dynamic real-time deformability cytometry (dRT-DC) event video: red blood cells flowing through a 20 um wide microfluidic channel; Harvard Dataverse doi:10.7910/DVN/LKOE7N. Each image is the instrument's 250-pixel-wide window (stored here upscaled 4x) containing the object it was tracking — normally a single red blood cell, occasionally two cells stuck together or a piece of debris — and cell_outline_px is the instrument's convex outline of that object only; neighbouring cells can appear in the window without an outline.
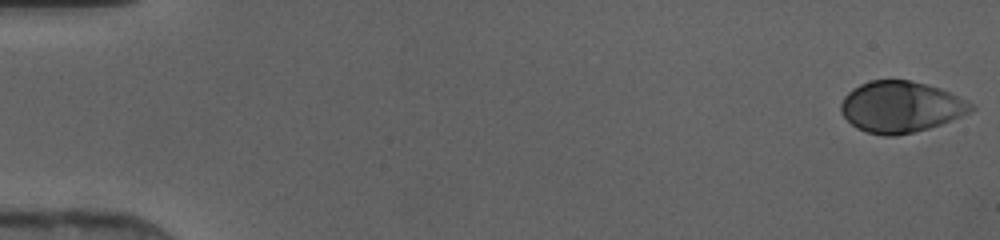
{"species": "human", "species_latin": "Homo sapiens", "temperature_condition": "cold", "stored_images_in_passage": 46, "camera_frame_rate_fps": 3000, "um_per_image_px": 0.085, "donor": {"sex": "female"}, "frame": {"image": 1, "passage_image": 1, "time_ms": 0.0, "image_size_px": [1000, 240], "cell_outline_px": [[976, 108], [952, 120], [928, 128], [896, 136], [884, 136], [868, 132], [856, 128], [840, 112], [840, 104], [844, 96], [852, 88], [860, 84], [872, 80], [908, 80], [928, 84], [940, 88], [972, 104]], "centroid_in_image_um": [76.52, 9.08], "position_along_channel_um": 8.5, "area_um2": 38.55}}
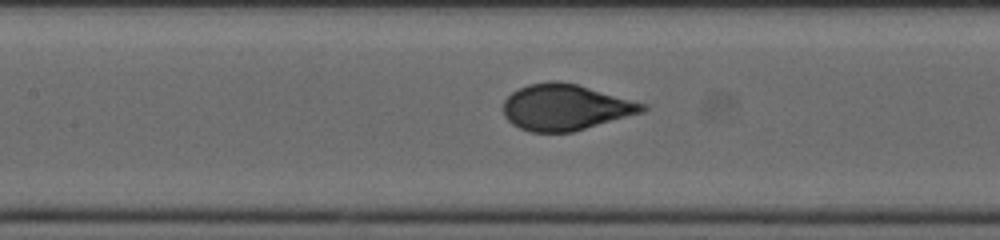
{"frame": {"image": 2, "passage_image": 22, "time_ms": 7.0, "image_size_px": [1000, 240], "cell_outline_px": [[648, 108], [644, 112], [572, 132], [532, 132], [520, 128], [512, 124], [504, 116], [504, 100], [512, 92], [528, 84], [552, 80], [556, 80], [576, 84], [648, 104]], "centroid_in_image_um": [48.07, 9.11], "position_along_channel_um": 159.3, "area_um2": 37.28}}
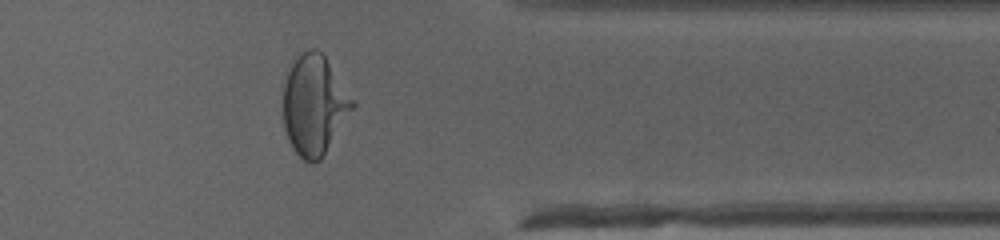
{"frame": {"image": 3, "passage_image": 38, "time_ms": 12.333, "image_size_px": [1000, 240], "cell_outline_px": [[356, 104], [320, 160], [312, 164], [304, 160], [292, 148], [288, 140], [284, 128], [284, 84], [288, 72], [292, 64], [308, 48], [316, 48], [324, 56], [356, 100]], "centroid_in_image_um": [26.73, 8.94], "position_along_channel_um": 384.7, "area_um2": 39.94}}